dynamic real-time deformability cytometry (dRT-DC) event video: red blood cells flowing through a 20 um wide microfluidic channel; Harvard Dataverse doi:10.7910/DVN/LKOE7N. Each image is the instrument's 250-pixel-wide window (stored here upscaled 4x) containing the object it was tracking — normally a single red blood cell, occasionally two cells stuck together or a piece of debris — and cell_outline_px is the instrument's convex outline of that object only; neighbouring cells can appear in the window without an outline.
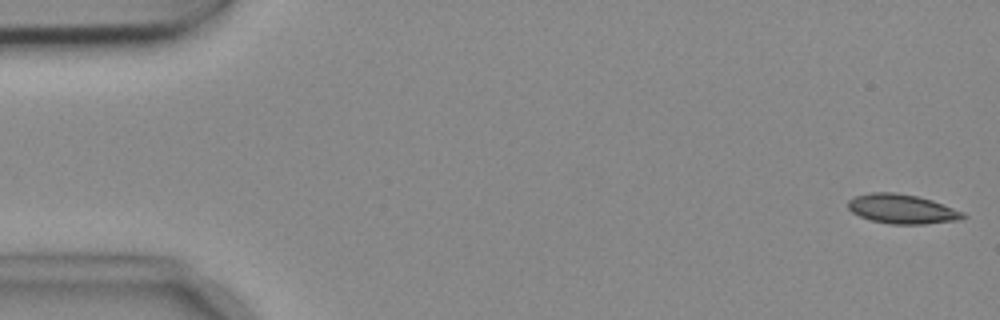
{"species": "common noctule bat (a hibernating species)", "species_latin": "Nyctalus noctula", "temperature_condition": "cold", "stored_images_in_passage": 53, "camera_frame_rate_fps": 3000, "um_per_image_px": 0.085, "animal": {"sex": "female", "body_mass_g": 18.4}, "frame": {"image": 1, "passage_image": 1, "time_ms": 0.0, "image_size_px": [1000, 320], "cell_outline_px": [[968, 216], [960, 220], [924, 224], [892, 224], [868, 220], [852, 212], [848, 208], [848, 200], [852, 196], [872, 192], [896, 192], [916, 196], [932, 200], [964, 212]], "centroid_in_image_um": [76.66, 17.76], "position_along_channel_um": 8.3, "area_um2": 19.88}}
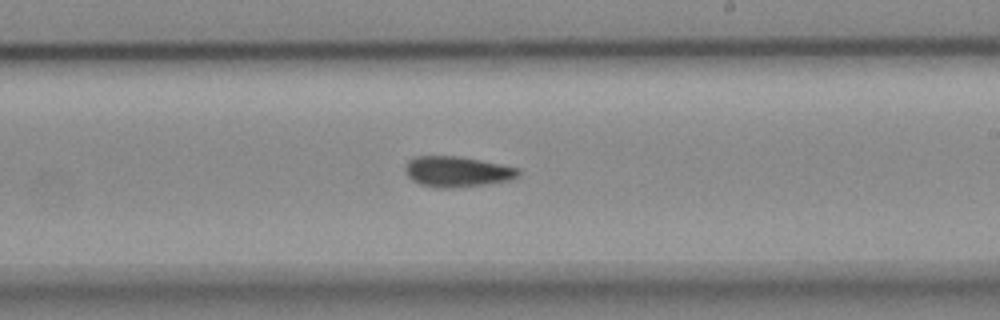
{"frame": {"image": 2, "passage_image": 31, "time_ms": 10.0, "image_size_px": [1000, 320], "cell_outline_px": [[520, 176], [512, 180], [488, 184], [452, 188], [440, 188], [420, 184], [412, 180], [404, 172], [404, 164], [412, 156], [456, 156], [480, 160], [520, 168]], "centroid_in_image_um": [38.85, 14.59], "position_along_channel_um": 250.2, "area_um2": 20.46}}
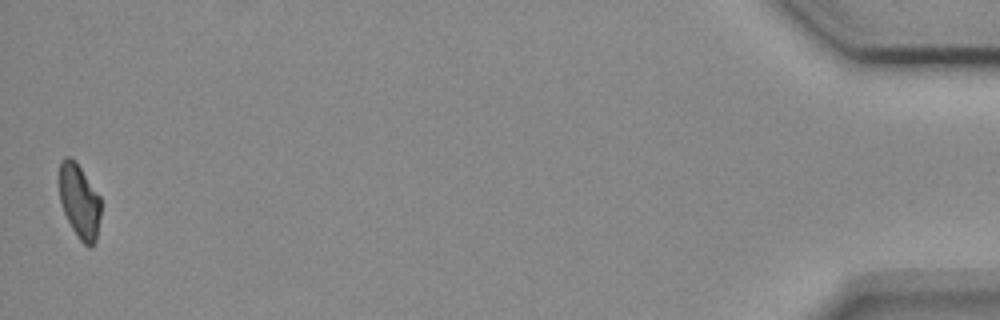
{"frame": {"image": 3, "passage_image": 53, "time_ms": 17.333, "image_size_px": [1000, 320], "cell_outline_px": [[100, 216], [96, 240], [88, 248], [80, 240], [72, 228], [64, 212], [60, 200], [60, 160], [64, 156], [68, 156], [80, 168], [100, 196]], "centroid_in_image_um": [6.75, 17.13], "position_along_channel_um": 428.4, "area_um2": 17.57}, "authors_computed_cell_mechanics": {"area_um2": 19.8254, "velocity_mm_per_s": 3.7143, "shape_relaxation_time_tau1_ms": 6.9934, "shape_relaxation_time_tau2_ms": null, "deformation_change_tau1": 0.1557, "deformation_change_tau2": null}}